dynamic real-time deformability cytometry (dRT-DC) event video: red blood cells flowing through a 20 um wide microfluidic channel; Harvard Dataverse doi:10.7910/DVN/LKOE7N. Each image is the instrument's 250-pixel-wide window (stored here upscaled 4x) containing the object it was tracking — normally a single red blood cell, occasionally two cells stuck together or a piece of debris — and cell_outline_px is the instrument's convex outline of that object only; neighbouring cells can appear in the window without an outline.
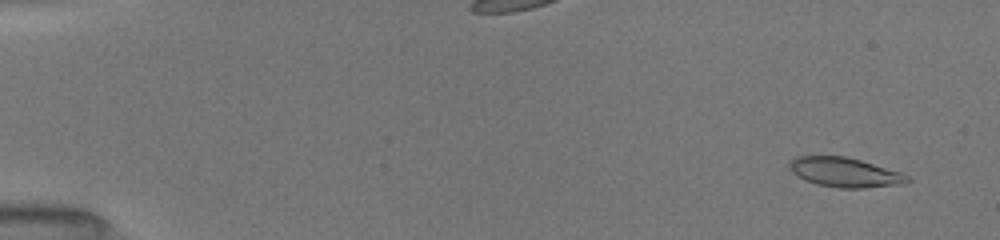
{"species": "common noctule bat (a hibernating species)", "species_latin": "Nyctalus noctula", "temperature_condition": "room temperature", "stored_images_in_passage": 17, "camera_frame_rate_fps": 3000, "um_per_image_px": 0.085, "animal": {"sex": "female", "body_mass_g": 19.5, "forearm_length_mm": 54.1}, "frame": {"image": 1, "passage_image": 3, "time_ms": 1.0, "image_size_px": [1000, 240], "cell_outline_px": [[912, 180], [904, 184], [864, 188], [840, 188], [816, 184], [804, 180], [796, 176], [788, 168], [788, 160], [796, 156], [848, 156], [900, 172], [908, 176]], "centroid_in_image_um": [71.77, 14.64], "position_along_channel_um": 13.2, "area_um2": 20.58}}
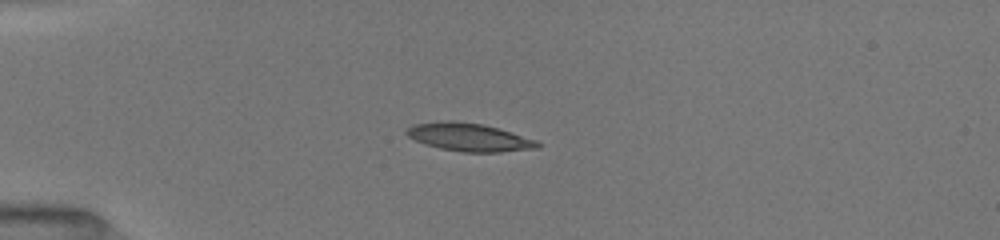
{"frame": {"image": 2, "passage_image": 12, "time_ms": 4.667, "image_size_px": [1000, 240], "cell_outline_px": [[540, 148], [500, 152], [464, 152], [440, 148], [424, 144], [408, 136], [404, 132], [412, 124], [444, 120], [452, 120], [484, 124], [536, 140], [540, 144]], "centroid_in_image_um": [39.85, 11.65], "position_along_channel_um": 45.2, "area_um2": 21.39}}
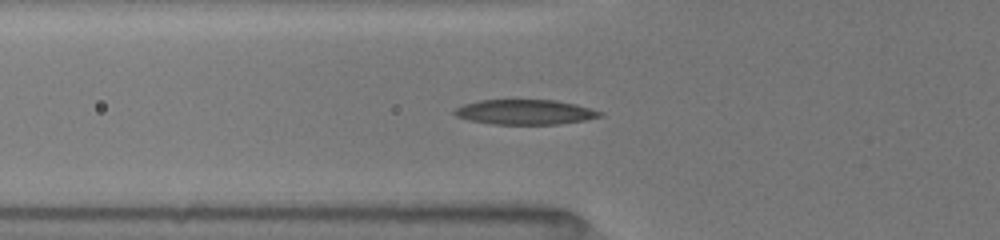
{"frame": {"image": 3, "passage_image": 16, "time_ms": 6.333, "image_size_px": [1000, 240], "cell_outline_px": [[604, 116], [584, 120], [560, 124], [492, 124], [468, 120], [456, 116], [452, 112], [456, 108], [464, 104], [480, 100], [556, 100], [576, 104], [604, 112]], "centroid_in_image_um": [44.65, 9.53], "position_along_channel_um": 81.2, "area_um2": 21.21}}